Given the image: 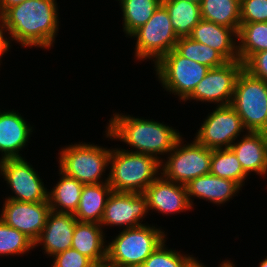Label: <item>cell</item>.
<instances>
[{
    "label": "cell",
    "instance_id": "836d02e7",
    "mask_svg": "<svg viewBox=\"0 0 267 267\" xmlns=\"http://www.w3.org/2000/svg\"><path fill=\"white\" fill-rule=\"evenodd\" d=\"M243 69L250 75L267 82V50L251 55L243 63Z\"/></svg>",
    "mask_w": 267,
    "mask_h": 267
},
{
    "label": "cell",
    "instance_id": "ac0fdd59",
    "mask_svg": "<svg viewBox=\"0 0 267 267\" xmlns=\"http://www.w3.org/2000/svg\"><path fill=\"white\" fill-rule=\"evenodd\" d=\"M32 127L15 111H0V151L3 159L23 158L22 150L30 138Z\"/></svg>",
    "mask_w": 267,
    "mask_h": 267
},
{
    "label": "cell",
    "instance_id": "8992f818",
    "mask_svg": "<svg viewBox=\"0 0 267 267\" xmlns=\"http://www.w3.org/2000/svg\"><path fill=\"white\" fill-rule=\"evenodd\" d=\"M242 119L246 132L267 130V82L242 69L230 104Z\"/></svg>",
    "mask_w": 267,
    "mask_h": 267
},
{
    "label": "cell",
    "instance_id": "ab89813d",
    "mask_svg": "<svg viewBox=\"0 0 267 267\" xmlns=\"http://www.w3.org/2000/svg\"><path fill=\"white\" fill-rule=\"evenodd\" d=\"M259 267H267V257L260 262Z\"/></svg>",
    "mask_w": 267,
    "mask_h": 267
},
{
    "label": "cell",
    "instance_id": "5b68a950",
    "mask_svg": "<svg viewBox=\"0 0 267 267\" xmlns=\"http://www.w3.org/2000/svg\"><path fill=\"white\" fill-rule=\"evenodd\" d=\"M111 149L93 144H72L59 152V170L77 179L84 185L99 184L105 181L102 175L109 166Z\"/></svg>",
    "mask_w": 267,
    "mask_h": 267
},
{
    "label": "cell",
    "instance_id": "4fadbf2b",
    "mask_svg": "<svg viewBox=\"0 0 267 267\" xmlns=\"http://www.w3.org/2000/svg\"><path fill=\"white\" fill-rule=\"evenodd\" d=\"M148 212L147 199L143 193L112 191L107 199L100 225L123 228L125 226L124 229L138 227L144 225L140 220Z\"/></svg>",
    "mask_w": 267,
    "mask_h": 267
},
{
    "label": "cell",
    "instance_id": "74e56055",
    "mask_svg": "<svg viewBox=\"0 0 267 267\" xmlns=\"http://www.w3.org/2000/svg\"><path fill=\"white\" fill-rule=\"evenodd\" d=\"M222 266L223 267H235V264H233L232 262H230L229 260L222 262Z\"/></svg>",
    "mask_w": 267,
    "mask_h": 267
},
{
    "label": "cell",
    "instance_id": "e0dca14e",
    "mask_svg": "<svg viewBox=\"0 0 267 267\" xmlns=\"http://www.w3.org/2000/svg\"><path fill=\"white\" fill-rule=\"evenodd\" d=\"M191 39L218 51L228 62L239 61L238 32L235 29L201 19L192 29Z\"/></svg>",
    "mask_w": 267,
    "mask_h": 267
},
{
    "label": "cell",
    "instance_id": "9a60e30c",
    "mask_svg": "<svg viewBox=\"0 0 267 267\" xmlns=\"http://www.w3.org/2000/svg\"><path fill=\"white\" fill-rule=\"evenodd\" d=\"M147 199L148 211L175 214L192 209L185 185L158 176L143 193Z\"/></svg>",
    "mask_w": 267,
    "mask_h": 267
},
{
    "label": "cell",
    "instance_id": "d6a6232c",
    "mask_svg": "<svg viewBox=\"0 0 267 267\" xmlns=\"http://www.w3.org/2000/svg\"><path fill=\"white\" fill-rule=\"evenodd\" d=\"M51 267H94L96 264L75 249H67L54 255Z\"/></svg>",
    "mask_w": 267,
    "mask_h": 267
},
{
    "label": "cell",
    "instance_id": "4316f807",
    "mask_svg": "<svg viewBox=\"0 0 267 267\" xmlns=\"http://www.w3.org/2000/svg\"><path fill=\"white\" fill-rule=\"evenodd\" d=\"M123 12V32L130 36L143 26L162 4V0H118Z\"/></svg>",
    "mask_w": 267,
    "mask_h": 267
},
{
    "label": "cell",
    "instance_id": "d6986e66",
    "mask_svg": "<svg viewBox=\"0 0 267 267\" xmlns=\"http://www.w3.org/2000/svg\"><path fill=\"white\" fill-rule=\"evenodd\" d=\"M240 141L233 143L231 149L236 154L244 172L267 174V138L265 132L247 131Z\"/></svg>",
    "mask_w": 267,
    "mask_h": 267
},
{
    "label": "cell",
    "instance_id": "7a4b0ae2",
    "mask_svg": "<svg viewBox=\"0 0 267 267\" xmlns=\"http://www.w3.org/2000/svg\"><path fill=\"white\" fill-rule=\"evenodd\" d=\"M106 138L118 139L135 149L127 150L155 157L162 162L158 156L167 155L181 138L177 130L158 121L135 118L130 115L113 114L106 126Z\"/></svg>",
    "mask_w": 267,
    "mask_h": 267
},
{
    "label": "cell",
    "instance_id": "2e32d148",
    "mask_svg": "<svg viewBox=\"0 0 267 267\" xmlns=\"http://www.w3.org/2000/svg\"><path fill=\"white\" fill-rule=\"evenodd\" d=\"M77 221L71 213L51 210L39 238L34 242V246L43 245L44 253L52 257L70 249Z\"/></svg>",
    "mask_w": 267,
    "mask_h": 267
},
{
    "label": "cell",
    "instance_id": "e575fe53",
    "mask_svg": "<svg viewBox=\"0 0 267 267\" xmlns=\"http://www.w3.org/2000/svg\"><path fill=\"white\" fill-rule=\"evenodd\" d=\"M5 32L8 33V29L6 27L3 16L0 14V60L2 55L7 53V51L11 47V42L5 36Z\"/></svg>",
    "mask_w": 267,
    "mask_h": 267
},
{
    "label": "cell",
    "instance_id": "cb8c5ba5",
    "mask_svg": "<svg viewBox=\"0 0 267 267\" xmlns=\"http://www.w3.org/2000/svg\"><path fill=\"white\" fill-rule=\"evenodd\" d=\"M60 181L48 192L49 206L52 211L74 214L81 197L84 184L65 175L59 170ZM61 208V209H60Z\"/></svg>",
    "mask_w": 267,
    "mask_h": 267
},
{
    "label": "cell",
    "instance_id": "83f0119b",
    "mask_svg": "<svg viewBox=\"0 0 267 267\" xmlns=\"http://www.w3.org/2000/svg\"><path fill=\"white\" fill-rule=\"evenodd\" d=\"M216 177L237 182L241 187L248 175L231 148L214 149L210 161V172Z\"/></svg>",
    "mask_w": 267,
    "mask_h": 267
},
{
    "label": "cell",
    "instance_id": "603a6c76",
    "mask_svg": "<svg viewBox=\"0 0 267 267\" xmlns=\"http://www.w3.org/2000/svg\"><path fill=\"white\" fill-rule=\"evenodd\" d=\"M177 38L189 37L202 19L200 5L189 0H162Z\"/></svg>",
    "mask_w": 267,
    "mask_h": 267
},
{
    "label": "cell",
    "instance_id": "f35d334b",
    "mask_svg": "<svg viewBox=\"0 0 267 267\" xmlns=\"http://www.w3.org/2000/svg\"><path fill=\"white\" fill-rule=\"evenodd\" d=\"M94 267H115V266L109 265L107 263H103V264H96Z\"/></svg>",
    "mask_w": 267,
    "mask_h": 267
},
{
    "label": "cell",
    "instance_id": "1f68e13d",
    "mask_svg": "<svg viewBox=\"0 0 267 267\" xmlns=\"http://www.w3.org/2000/svg\"><path fill=\"white\" fill-rule=\"evenodd\" d=\"M241 23L267 22V0H240Z\"/></svg>",
    "mask_w": 267,
    "mask_h": 267
},
{
    "label": "cell",
    "instance_id": "60d3db41",
    "mask_svg": "<svg viewBox=\"0 0 267 267\" xmlns=\"http://www.w3.org/2000/svg\"><path fill=\"white\" fill-rule=\"evenodd\" d=\"M189 1L194 2V3H196V4H199V5H200V3L202 2V0H189Z\"/></svg>",
    "mask_w": 267,
    "mask_h": 267
},
{
    "label": "cell",
    "instance_id": "8d00e7d4",
    "mask_svg": "<svg viewBox=\"0 0 267 267\" xmlns=\"http://www.w3.org/2000/svg\"><path fill=\"white\" fill-rule=\"evenodd\" d=\"M200 261L196 260V258L189 264L188 267H206L204 266ZM219 267H223L222 263L219 265Z\"/></svg>",
    "mask_w": 267,
    "mask_h": 267
},
{
    "label": "cell",
    "instance_id": "7c38bea8",
    "mask_svg": "<svg viewBox=\"0 0 267 267\" xmlns=\"http://www.w3.org/2000/svg\"><path fill=\"white\" fill-rule=\"evenodd\" d=\"M242 69L243 63L240 61H230L224 66L210 69L184 101L193 99L217 103V106L230 105L235 83Z\"/></svg>",
    "mask_w": 267,
    "mask_h": 267
},
{
    "label": "cell",
    "instance_id": "277c9868",
    "mask_svg": "<svg viewBox=\"0 0 267 267\" xmlns=\"http://www.w3.org/2000/svg\"><path fill=\"white\" fill-rule=\"evenodd\" d=\"M165 231L149 225L123 229L107 244L106 263L115 267H141L166 241Z\"/></svg>",
    "mask_w": 267,
    "mask_h": 267
},
{
    "label": "cell",
    "instance_id": "52a82bcc",
    "mask_svg": "<svg viewBox=\"0 0 267 267\" xmlns=\"http://www.w3.org/2000/svg\"><path fill=\"white\" fill-rule=\"evenodd\" d=\"M182 139L181 137L168 153L167 160L163 159L160 163V170L163 171L160 173L170 181L186 185L189 181L210 172L212 149L199 144L195 139L186 145Z\"/></svg>",
    "mask_w": 267,
    "mask_h": 267
},
{
    "label": "cell",
    "instance_id": "d590c367",
    "mask_svg": "<svg viewBox=\"0 0 267 267\" xmlns=\"http://www.w3.org/2000/svg\"><path fill=\"white\" fill-rule=\"evenodd\" d=\"M25 0H0V14L3 15L9 8L19 5Z\"/></svg>",
    "mask_w": 267,
    "mask_h": 267
},
{
    "label": "cell",
    "instance_id": "5bb4252c",
    "mask_svg": "<svg viewBox=\"0 0 267 267\" xmlns=\"http://www.w3.org/2000/svg\"><path fill=\"white\" fill-rule=\"evenodd\" d=\"M0 219L10 227L24 233L35 242L51 211L49 201L43 202H19L5 199Z\"/></svg>",
    "mask_w": 267,
    "mask_h": 267
},
{
    "label": "cell",
    "instance_id": "44dd1931",
    "mask_svg": "<svg viewBox=\"0 0 267 267\" xmlns=\"http://www.w3.org/2000/svg\"><path fill=\"white\" fill-rule=\"evenodd\" d=\"M101 228L99 223L77 221L72 238L71 248L87 256L95 264L106 263L107 245Z\"/></svg>",
    "mask_w": 267,
    "mask_h": 267
},
{
    "label": "cell",
    "instance_id": "f546056e",
    "mask_svg": "<svg viewBox=\"0 0 267 267\" xmlns=\"http://www.w3.org/2000/svg\"><path fill=\"white\" fill-rule=\"evenodd\" d=\"M35 248L34 242L17 229L10 227L0 219V255L25 254Z\"/></svg>",
    "mask_w": 267,
    "mask_h": 267
},
{
    "label": "cell",
    "instance_id": "9c48e42d",
    "mask_svg": "<svg viewBox=\"0 0 267 267\" xmlns=\"http://www.w3.org/2000/svg\"><path fill=\"white\" fill-rule=\"evenodd\" d=\"M156 75L166 91L184 101L206 76L209 67L181 56L175 49L155 64Z\"/></svg>",
    "mask_w": 267,
    "mask_h": 267
},
{
    "label": "cell",
    "instance_id": "f1b7e54d",
    "mask_svg": "<svg viewBox=\"0 0 267 267\" xmlns=\"http://www.w3.org/2000/svg\"><path fill=\"white\" fill-rule=\"evenodd\" d=\"M175 50L183 57L212 68L224 66L228 61L213 48L190 37L179 38Z\"/></svg>",
    "mask_w": 267,
    "mask_h": 267
},
{
    "label": "cell",
    "instance_id": "ba28073f",
    "mask_svg": "<svg viewBox=\"0 0 267 267\" xmlns=\"http://www.w3.org/2000/svg\"><path fill=\"white\" fill-rule=\"evenodd\" d=\"M130 37L137 38L135 39V56L138 61L152 58L155 64L175 49L178 41L168 11L162 4L152 17Z\"/></svg>",
    "mask_w": 267,
    "mask_h": 267
},
{
    "label": "cell",
    "instance_id": "7402d4cb",
    "mask_svg": "<svg viewBox=\"0 0 267 267\" xmlns=\"http://www.w3.org/2000/svg\"><path fill=\"white\" fill-rule=\"evenodd\" d=\"M112 192L108 182L84 185L78 207L73 214L79 222H95L102 220L107 199Z\"/></svg>",
    "mask_w": 267,
    "mask_h": 267
},
{
    "label": "cell",
    "instance_id": "ffe728a7",
    "mask_svg": "<svg viewBox=\"0 0 267 267\" xmlns=\"http://www.w3.org/2000/svg\"><path fill=\"white\" fill-rule=\"evenodd\" d=\"M185 187L191 206L193 202L190 197H197L219 205L225 202L227 203V201L241 190V186L237 182L216 177L211 173L189 181Z\"/></svg>",
    "mask_w": 267,
    "mask_h": 267
},
{
    "label": "cell",
    "instance_id": "d4e9b609",
    "mask_svg": "<svg viewBox=\"0 0 267 267\" xmlns=\"http://www.w3.org/2000/svg\"><path fill=\"white\" fill-rule=\"evenodd\" d=\"M202 19L228 28L240 29V0H202Z\"/></svg>",
    "mask_w": 267,
    "mask_h": 267
},
{
    "label": "cell",
    "instance_id": "484cf974",
    "mask_svg": "<svg viewBox=\"0 0 267 267\" xmlns=\"http://www.w3.org/2000/svg\"><path fill=\"white\" fill-rule=\"evenodd\" d=\"M238 56L244 63L251 55L267 50V22L240 23Z\"/></svg>",
    "mask_w": 267,
    "mask_h": 267
},
{
    "label": "cell",
    "instance_id": "4dcf8cb0",
    "mask_svg": "<svg viewBox=\"0 0 267 267\" xmlns=\"http://www.w3.org/2000/svg\"><path fill=\"white\" fill-rule=\"evenodd\" d=\"M164 241L141 265V267H188L195 259L192 255H182L167 249Z\"/></svg>",
    "mask_w": 267,
    "mask_h": 267
},
{
    "label": "cell",
    "instance_id": "3957f363",
    "mask_svg": "<svg viewBox=\"0 0 267 267\" xmlns=\"http://www.w3.org/2000/svg\"><path fill=\"white\" fill-rule=\"evenodd\" d=\"M160 161L150 155L126 149H111L108 184L112 191L144 193L160 175ZM157 174V175H156Z\"/></svg>",
    "mask_w": 267,
    "mask_h": 267
},
{
    "label": "cell",
    "instance_id": "8fae6325",
    "mask_svg": "<svg viewBox=\"0 0 267 267\" xmlns=\"http://www.w3.org/2000/svg\"><path fill=\"white\" fill-rule=\"evenodd\" d=\"M0 173L11 187L12 193H15L6 199L19 202L48 201L47 187L38 172L24 158L0 160Z\"/></svg>",
    "mask_w": 267,
    "mask_h": 267
},
{
    "label": "cell",
    "instance_id": "30bf717a",
    "mask_svg": "<svg viewBox=\"0 0 267 267\" xmlns=\"http://www.w3.org/2000/svg\"><path fill=\"white\" fill-rule=\"evenodd\" d=\"M216 107L205 118L194 139L208 149L230 148L241 132H245V127L231 105Z\"/></svg>",
    "mask_w": 267,
    "mask_h": 267
},
{
    "label": "cell",
    "instance_id": "6da1fadb",
    "mask_svg": "<svg viewBox=\"0 0 267 267\" xmlns=\"http://www.w3.org/2000/svg\"><path fill=\"white\" fill-rule=\"evenodd\" d=\"M58 7L55 0H25L2 16L8 34L24 47L50 49L58 32Z\"/></svg>",
    "mask_w": 267,
    "mask_h": 267
}]
</instances>
